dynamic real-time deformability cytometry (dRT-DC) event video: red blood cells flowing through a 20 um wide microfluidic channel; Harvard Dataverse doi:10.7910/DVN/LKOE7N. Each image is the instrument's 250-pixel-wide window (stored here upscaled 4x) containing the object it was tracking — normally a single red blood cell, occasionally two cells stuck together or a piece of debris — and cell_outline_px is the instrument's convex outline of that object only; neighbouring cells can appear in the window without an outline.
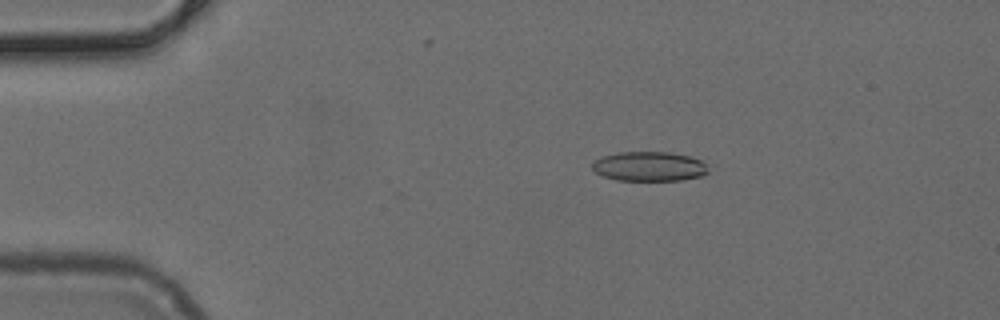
{"species": "common noctule bat (a hibernating species)", "species_latin": "Nyctalus noctula", "temperature_condition": "cold", "stored_images_in_passage": 51, "camera_frame_rate_fps": 3000, "um_per_image_px": 0.085, "animal": {"sex": "female", "body_mass_g": 24.6, "forearm_length_mm": 56.2}, "frame": {"image": 1, "passage_image": 9, "time_ms": 2.667, "image_size_px": [1000, 320], "cell_outline_px": [[708, 172], [704, 176], [680, 180], [616, 180], [604, 176], [596, 172], [592, 168], [592, 164], [600, 156], [620, 152], [672, 152], [688, 156], [700, 160], [704, 164]], "centroid_in_image_um": [55.17, 14.14], "position_along_channel_um": 29.8, "area_um2": 19.88}}
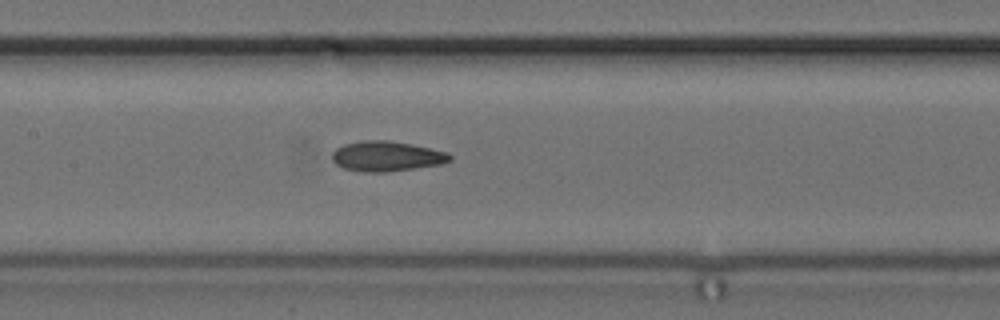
{"frame": {"image": 2, "passage_image": 24, "time_ms": 7.667, "image_size_px": [1000, 320], "cell_outline_px": [[452, 160], [440, 164], [384, 172], [364, 172], [344, 168], [336, 164], [332, 160], [332, 152], [336, 148], [344, 144], [364, 140], [388, 140], [412, 144], [448, 152], [452, 156]], "centroid_in_image_um": [32.85, 13.27], "position_along_channel_um": 174.5, "area_um2": 20.58}}
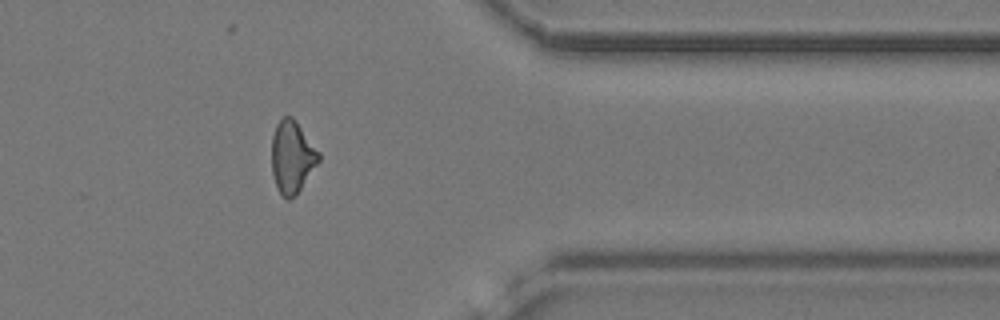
{"frame": {"image": 3, "passage_image": 41, "time_ms": 13.333, "image_size_px": [1000, 320], "cell_outline_px": [[320, 160], [300, 188], [288, 200], [284, 200], [276, 188], [272, 172], [272, 136], [276, 124], [284, 116], [292, 116], [296, 120], [320, 152]], "centroid_in_image_um": [24.82, 13.32], "position_along_channel_um": 386.6, "area_um2": 19.77}}